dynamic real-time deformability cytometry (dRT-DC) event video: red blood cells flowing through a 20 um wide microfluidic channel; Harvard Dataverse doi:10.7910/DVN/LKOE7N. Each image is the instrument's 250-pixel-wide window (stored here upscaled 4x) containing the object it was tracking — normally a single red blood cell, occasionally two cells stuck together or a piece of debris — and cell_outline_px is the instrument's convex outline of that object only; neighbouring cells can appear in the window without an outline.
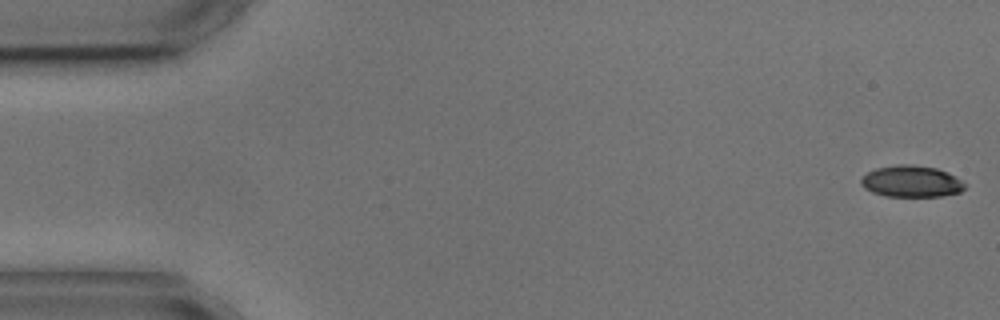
{"species": "common noctule bat (a hibernating species)", "species_latin": "Nyctalus noctula", "temperature_condition": "cold", "stored_images_in_passage": 6, "camera_frame_rate_fps": 3000, "um_per_image_px": 0.085, "animal": {"sex": "male", "body_mass_g": 17.9, "forearm_length_mm": 54.2}, "frame": {"image": 1, "passage_image": 1, "time_ms": 0.0, "image_size_px": [1000, 320], "cell_outline_px": [[964, 188], [960, 192], [940, 196], [888, 196], [872, 192], [864, 188], [860, 184], [860, 180], [868, 172], [876, 168], [896, 164], [908, 164], [936, 168], [948, 172], [960, 180], [964, 184]], "centroid_in_image_um": [77.43, 15.41], "position_along_channel_um": 7.6, "area_um2": 18.9}}
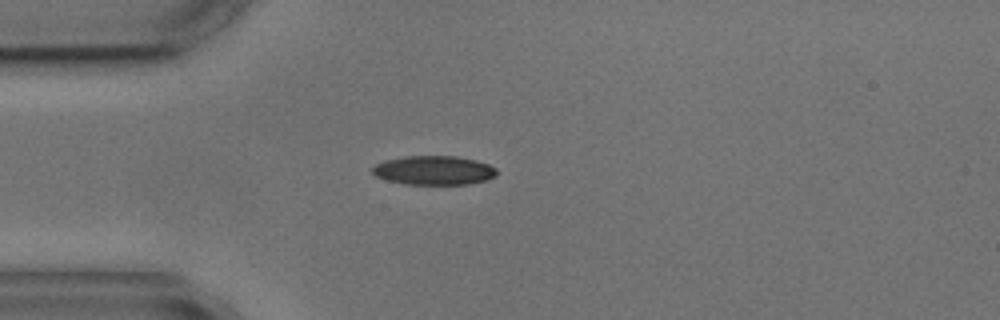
{"frame": {"image": 2, "passage_image": 3, "time_ms": 4.333, "image_size_px": [1000, 320], "cell_outline_px": [[496, 176], [488, 180], [468, 184], [404, 184], [388, 180], [376, 176], [372, 172], [372, 168], [376, 164], [384, 160], [404, 156], [456, 156], [476, 160], [488, 164], [496, 168]], "centroid_in_image_um": [36.89, 14.47], "position_along_channel_um": 48.1, "area_um2": 21.1}}